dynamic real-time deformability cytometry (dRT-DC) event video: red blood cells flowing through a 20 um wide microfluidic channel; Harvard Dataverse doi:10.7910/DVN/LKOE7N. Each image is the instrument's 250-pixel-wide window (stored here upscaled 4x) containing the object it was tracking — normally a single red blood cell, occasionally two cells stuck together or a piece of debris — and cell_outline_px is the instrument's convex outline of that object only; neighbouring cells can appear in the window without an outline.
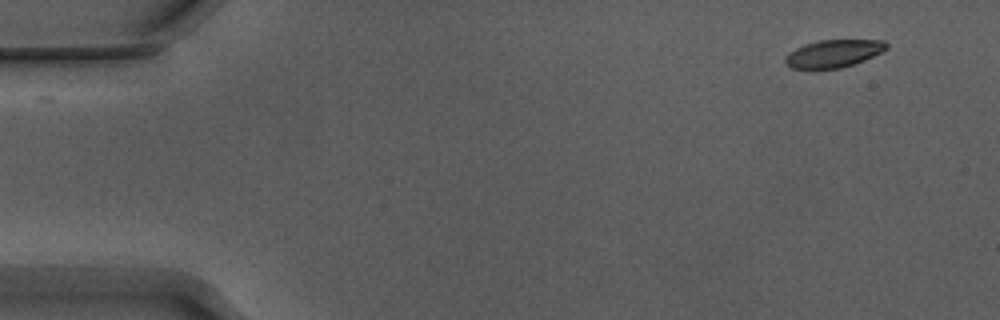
{"species": "Egyptian fruit bat (a non-hibernating species)", "species_latin": "Rousettus aegyptiacus", "temperature_condition": "warm", "stored_images_in_passage": 46, "camera_frame_rate_fps": 3000, "um_per_image_px": 0.085, "animal": {"sex": "male"}, "frame": {"image": 1, "passage_image": 1, "time_ms": 0.0, "image_size_px": [1000, 320], "cell_outline_px": [[888, 48], [864, 60], [840, 68], [792, 68], [784, 64], [784, 56], [788, 52], [804, 44], [820, 40], [884, 40], [888, 44]], "centroid_in_image_um": [70.81, 4.54], "position_along_channel_um": 14.2, "area_um2": 16.18}}
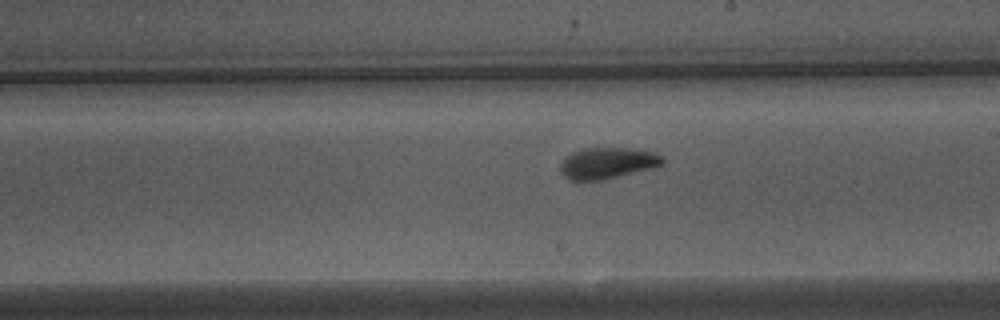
{"frame": {"image": 2, "passage_image": 28, "time_ms": 9.0, "image_size_px": [1000, 320], "cell_outline_px": [[664, 164], [656, 168], [604, 180], [568, 180], [560, 172], [560, 164], [572, 152], [584, 148], [628, 148], [652, 152], [664, 156]], "centroid_in_image_um": [51.68, 13.88], "position_along_channel_um": 237.3, "area_um2": 18.84}}
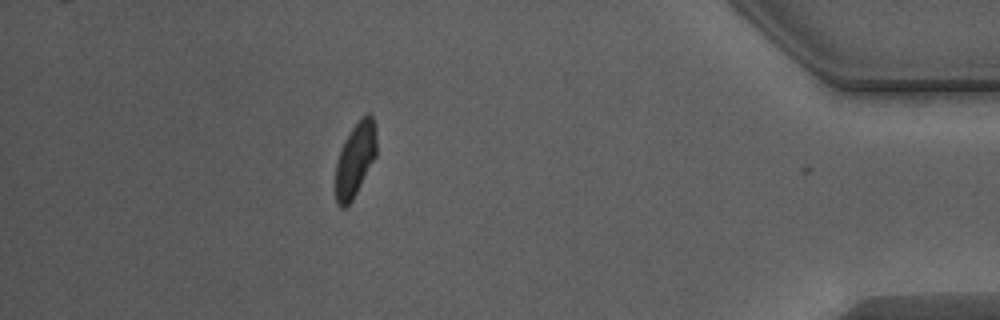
{"frame": {"image": 3, "passage_image": 45, "time_ms": 14.667, "image_size_px": [1000, 320], "cell_outline_px": [[376, 156], [352, 200], [344, 208], [340, 208], [336, 204], [336, 164], [344, 140], [360, 116], [368, 112], [372, 116], [376, 128]], "centroid_in_image_um": [30.2, 13.52], "position_along_channel_um": 405.0, "area_um2": 17.63}, "authors_computed_cell_mechanics": {"area_um2": 18.3804, "velocity_mm_per_s": 3.8319, "shape_relaxation_time_tau1_ms": 2.5073, "shape_relaxation_time_tau2_ms": 1.5164, "deformation_change_tau1": 0.1527, "deformation_change_tau2": 0.0623}}